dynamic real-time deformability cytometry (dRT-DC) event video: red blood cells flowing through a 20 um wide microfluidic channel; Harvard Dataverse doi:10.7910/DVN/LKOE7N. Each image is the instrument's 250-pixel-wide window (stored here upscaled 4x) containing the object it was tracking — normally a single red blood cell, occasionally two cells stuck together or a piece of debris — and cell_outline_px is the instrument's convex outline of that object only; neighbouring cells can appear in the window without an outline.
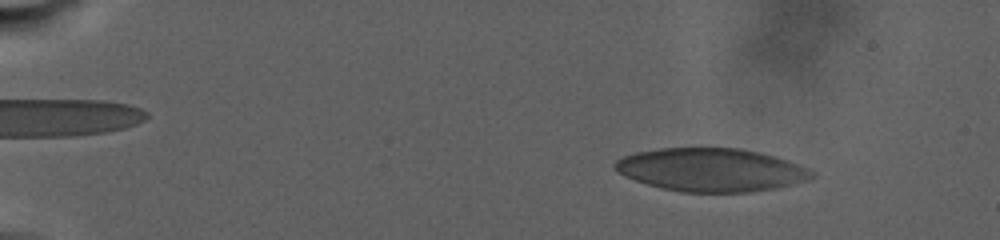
{"species": "human", "species_latin": "Homo sapiens", "temperature_condition": "warm", "stored_images_in_passage": 169, "camera_frame_rate_fps": 3000, "um_per_image_px": 0.085, "donor": {"sex": "male"}, "frame": {"image": 1, "passage_image": 22, "time_ms": 4.0, "image_size_px": [1000, 240], "cell_outline_px": [[816, 176], [808, 180], [776, 188], [748, 192], [680, 192], [660, 188], [624, 176], [616, 172], [612, 168], [612, 164], [616, 160], [624, 156], [636, 152], [660, 148], [740, 148], [760, 152], [776, 156], [788, 160], [808, 168], [816, 172]], "centroid_in_image_um": [60.44, 14.43], "position_along_channel_um": 24.6, "area_um2": 49.94}}
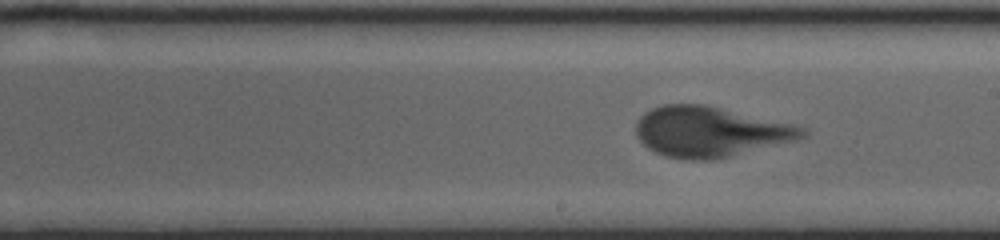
{"frame": {"image": 2, "passage_image": 92, "time_ms": 19.333, "image_size_px": [1000, 240], "cell_outline_px": [[804, 136], [796, 140], [716, 160], [688, 160], [664, 156], [648, 148], [636, 136], [636, 120], [644, 112], [652, 108], [664, 104], [704, 104], [788, 124], [804, 128]], "centroid_in_image_um": [60.26, 11.21], "position_along_channel_um": 228.7, "area_um2": 48.26}}
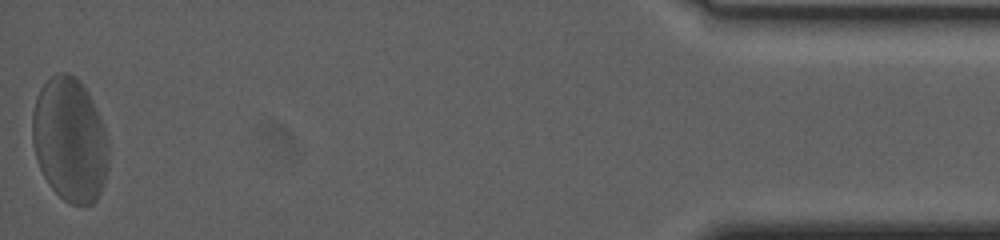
{"frame": {"image": 3, "passage_image": 168, "time_ms": 32.0, "image_size_px": [1000, 240], "cell_outline_px": [[108, 168], [100, 192], [96, 200], [92, 204], [68, 204], [48, 184], [36, 160], [32, 140], [32, 112], [36, 96], [40, 88], [56, 72], [68, 72], [80, 80], [88, 92], [96, 108], [104, 128], [108, 140]], "centroid_in_image_um": [5.92, 11.87], "position_along_channel_um": 429.3, "area_um2": 55.37}, "authors_computed_cell_mechanics": {"area_um2": 49.2456, "velocity_mm_per_s": 2.1608, "shape_relaxation_time_tau1_ms": 6.964, "shape_relaxation_time_tau2_ms": null, "deformation_change_tau1": 0.2247, "deformation_change_tau2": null}}